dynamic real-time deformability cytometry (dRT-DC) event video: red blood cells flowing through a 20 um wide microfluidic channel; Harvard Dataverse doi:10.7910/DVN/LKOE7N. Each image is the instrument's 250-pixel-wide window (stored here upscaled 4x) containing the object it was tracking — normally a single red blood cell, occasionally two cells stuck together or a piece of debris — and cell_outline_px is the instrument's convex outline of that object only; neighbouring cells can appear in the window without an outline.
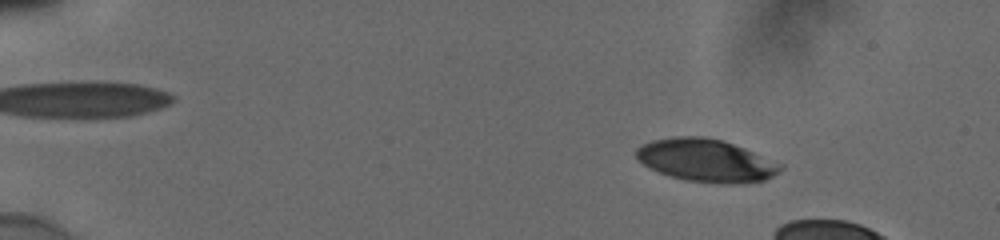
{"species": "human", "species_latin": "Homo sapiens", "temperature_condition": "cold", "stored_images_in_passage": 19, "camera_frame_rate_fps": 3000, "um_per_image_px": 0.085, "donor": {"sex": "male"}, "frame": {"image": 1, "passage_image": 9, "time_ms": 2.667, "image_size_px": [1000, 240], "cell_outline_px": [[784, 168], [772, 176], [764, 180], [744, 184], [724, 184], [684, 180], [660, 172], [636, 160], [636, 148], [640, 144], [652, 140], [676, 136], [704, 136], [724, 140], [784, 164]], "centroid_in_image_um": [60.04, 13.63], "position_along_channel_um": 25.0, "area_um2": 36.18}}